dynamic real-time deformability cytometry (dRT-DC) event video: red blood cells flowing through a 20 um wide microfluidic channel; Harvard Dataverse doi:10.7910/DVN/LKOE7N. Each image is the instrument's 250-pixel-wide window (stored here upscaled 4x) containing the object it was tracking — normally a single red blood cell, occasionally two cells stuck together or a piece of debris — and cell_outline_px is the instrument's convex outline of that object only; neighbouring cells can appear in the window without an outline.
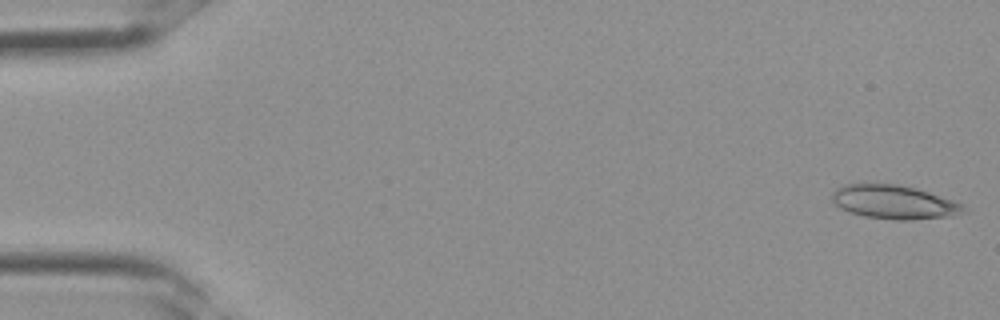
{"species": "Egyptian fruit bat (a non-hibernating species)", "species_latin": "Rousettus aegyptiacus", "temperature_condition": "room temperature", "stored_images_in_passage": 4, "camera_frame_rate_fps": 3000, "um_per_image_px": 0.085, "frame": {"image": 1, "passage_image": 1, "time_ms": 0.0, "image_size_px": [1000, 320], "cell_outline_px": [[968, 212], [948, 216], [912, 220], [896, 220], [864, 216], [840, 208], [832, 200], [832, 192], [836, 188], [844, 184], [896, 184], [916, 188], [952, 200], [960, 204]], "centroid_in_image_um": [75.97, 17.18], "position_along_channel_um": 9.0, "area_um2": 25.61}}